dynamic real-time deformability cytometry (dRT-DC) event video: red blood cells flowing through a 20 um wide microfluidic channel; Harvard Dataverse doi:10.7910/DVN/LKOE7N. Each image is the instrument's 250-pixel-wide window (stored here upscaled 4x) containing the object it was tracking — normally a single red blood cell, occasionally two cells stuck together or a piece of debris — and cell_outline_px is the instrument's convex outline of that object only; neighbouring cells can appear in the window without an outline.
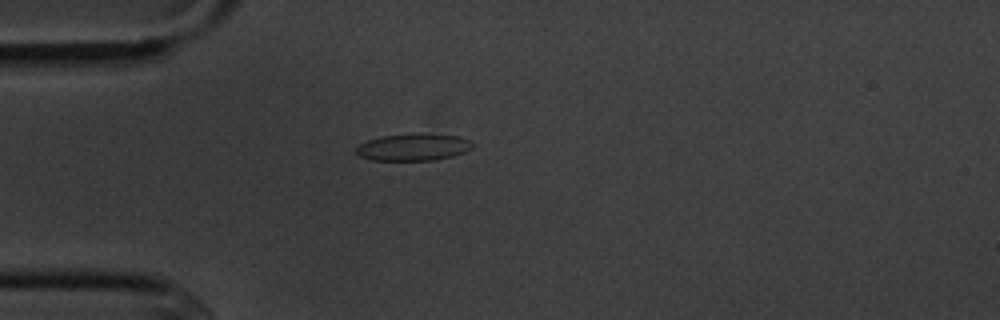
{"species": "common noctule bat (a hibernating species)", "species_latin": "Nyctalus noctula", "temperature_condition": "cold", "stored_images_in_passage": 7, "camera_frame_rate_fps": 3000, "um_per_image_px": 0.085, "animal": {"sex": "male", "body_mass_g": 20.1, "forearm_length_mm": 53.5}, "frame": {"image": 1, "passage_image": 7, "time_ms": 8.0, "image_size_px": [1000, 320], "cell_outline_px": [[476, 144], [472, 148], [464, 152], [452, 156], [436, 160], [372, 160], [360, 156], [356, 152], [356, 148], [360, 144], [368, 140], [380, 136], [460, 136], [472, 140]], "centroid_in_image_um": [35.16, 12.55], "position_along_channel_um": 49.8, "area_um2": 17.57}}